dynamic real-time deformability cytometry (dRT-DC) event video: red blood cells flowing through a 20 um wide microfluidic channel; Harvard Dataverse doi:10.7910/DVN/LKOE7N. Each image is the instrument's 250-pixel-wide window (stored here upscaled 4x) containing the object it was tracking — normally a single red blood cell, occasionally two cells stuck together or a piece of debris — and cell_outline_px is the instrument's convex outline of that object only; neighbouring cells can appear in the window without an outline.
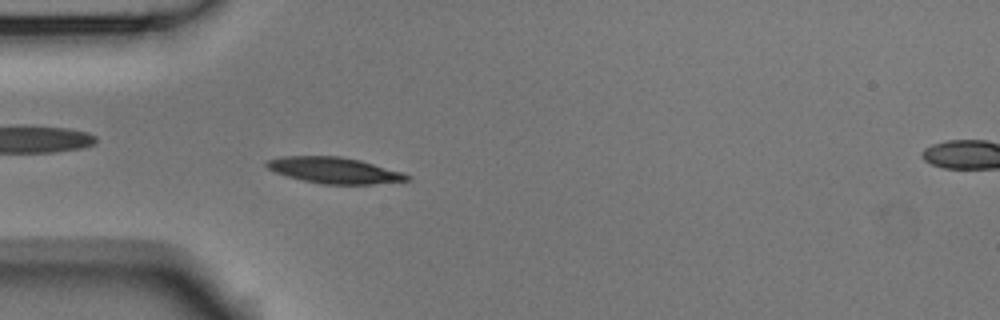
{"species": "Egyptian fruit bat (a non-hibernating species)", "species_latin": "Rousettus aegyptiacus", "temperature_condition": "room temperature", "stored_images_in_passage": 47, "camera_frame_rate_fps": 3000, "um_per_image_px": 0.085, "animal": {"sex": "male"}, "frame": {"image": 1, "passage_image": 9, "time_ms": 2.667, "image_size_px": [1000, 320], "cell_outline_px": [[412, 180], [372, 184], [320, 184], [288, 176], [276, 172], [268, 168], [264, 164], [264, 160], [280, 156], [340, 156], [360, 160], [400, 172], [412, 176]], "centroid_in_image_um": [28.38, 14.47], "position_along_channel_um": 56.6, "area_um2": 21.27}}
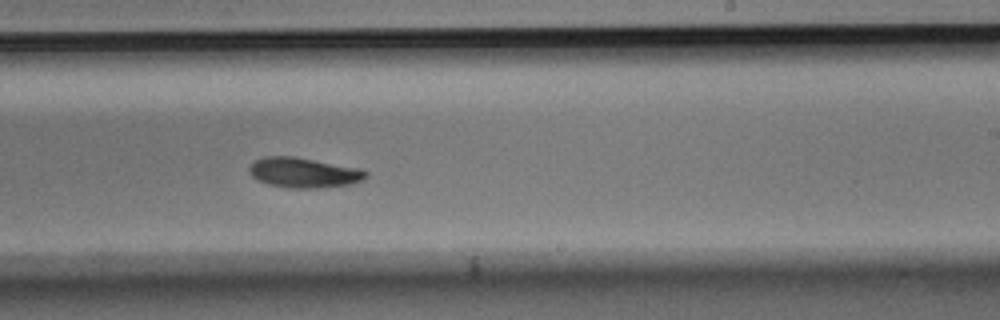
{"frame": {"image": 2, "passage_image": 26, "time_ms": 8.333, "image_size_px": [1000, 320], "cell_outline_px": [[368, 176], [364, 180], [352, 184], [320, 188], [288, 188], [268, 184], [252, 176], [248, 172], [248, 168], [256, 160], [264, 156], [292, 156], [360, 168], [368, 172]], "centroid_in_image_um": [25.85, 14.68], "position_along_channel_um": 263.2, "area_um2": 20.52}}
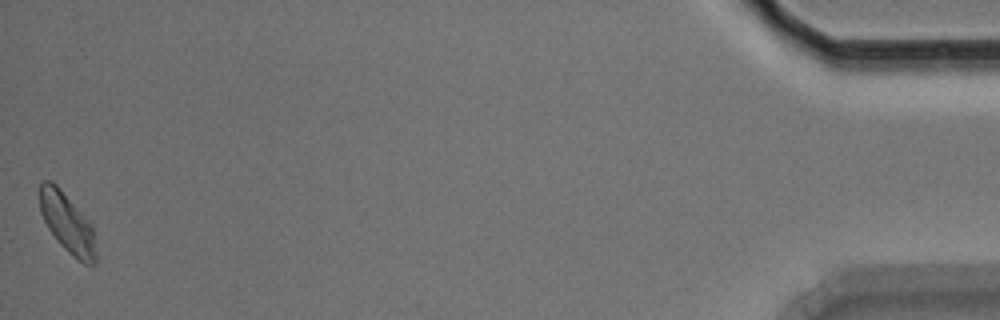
{"frame": {"image": 3, "passage_image": 47, "time_ms": 15.333, "image_size_px": [1000, 320], "cell_outline_px": [[96, 264], [84, 264], [76, 260], [60, 244], [48, 228], [40, 212], [40, 180], [52, 180], [60, 188], [92, 224], [96, 256]], "centroid_in_image_um": [5.71, 18.96], "position_along_channel_um": 429.5, "area_um2": 19.54}, "authors_computed_cell_mechanics": {"area_um2": 19.941, "velocity_mm_per_s": 3.7226, "shape_relaxation_time_tau1_ms": 3.2204, "shape_relaxation_time_tau2_ms": null, "deformation_change_tau1": 0.0987, "deformation_change_tau2": null}}